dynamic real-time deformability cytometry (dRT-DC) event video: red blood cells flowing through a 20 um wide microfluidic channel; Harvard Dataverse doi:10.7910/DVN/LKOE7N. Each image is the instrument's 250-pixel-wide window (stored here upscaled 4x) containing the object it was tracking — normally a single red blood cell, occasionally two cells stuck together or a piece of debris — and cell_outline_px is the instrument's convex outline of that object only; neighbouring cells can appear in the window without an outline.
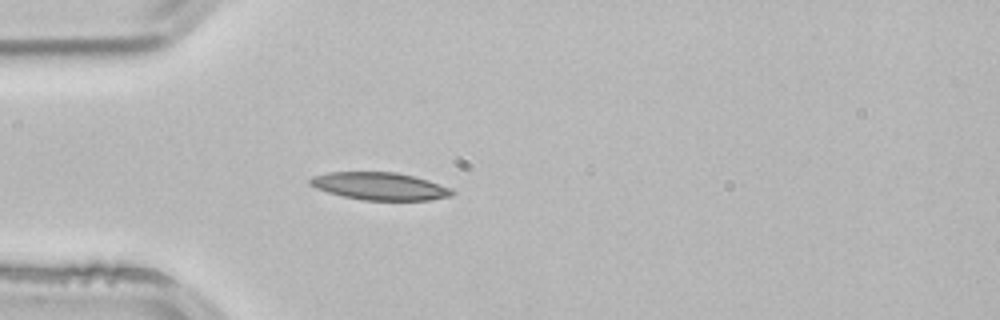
{"species": "common noctule bat (a hibernating species)", "species_latin": "Nyctalus noctula", "temperature_condition": "room temperature", "stored_images_in_passage": 1, "camera_frame_rate_fps": 3000, "um_per_image_px": 0.085, "animal": {"sex": "male", "body_mass_g": 21.5, "forearm_length_mm": 52.0}, "frame": {"image": 1, "passage_image": 1, "time_ms": 0.0, "image_size_px": [1000, 320], "cell_outline_px": [[456, 192], [452, 196], [428, 200], [364, 200], [344, 196], [328, 192], [316, 188], [308, 184], [308, 180], [312, 176], [328, 172], [396, 172], [428, 180], [452, 188]], "centroid_in_image_um": [32.29, 15.82], "position_along_channel_um": 52.7, "area_um2": 22.83}}